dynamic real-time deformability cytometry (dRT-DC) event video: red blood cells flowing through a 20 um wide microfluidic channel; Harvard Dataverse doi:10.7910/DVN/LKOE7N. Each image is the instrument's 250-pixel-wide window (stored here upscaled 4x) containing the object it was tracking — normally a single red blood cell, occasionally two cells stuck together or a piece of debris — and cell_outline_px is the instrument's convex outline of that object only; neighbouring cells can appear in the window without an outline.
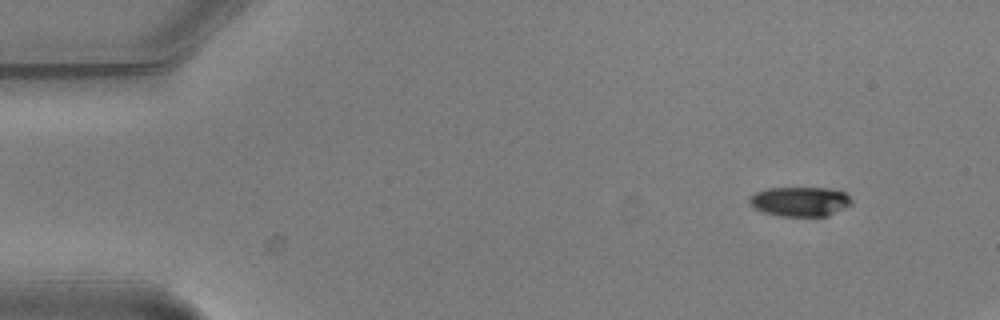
{"species": "common noctule bat (a hibernating species)", "species_latin": "Nyctalus noctula", "temperature_condition": "warm", "stored_images_in_passage": 5, "segment_of_instrument_passage": [1, 2], "camera_frame_rate_fps": 3000, "um_per_image_px": 0.085, "animal": {"sex": "male", "body_mass_g": 20.5, "forearm_length_mm": 52.5}, "frame": {"image": 1, "passage_image": 1, "time_ms": 0.0, "image_size_px": [1000, 320], "cell_outline_px": [[852, 204], [828, 216], [780, 216], [764, 212], [752, 208], [748, 200], [756, 192], [768, 188], [832, 188], [844, 192], [852, 200]], "centroid_in_image_um": [68.0, 17.13], "position_along_channel_um": 17.0, "area_um2": 17.63}}